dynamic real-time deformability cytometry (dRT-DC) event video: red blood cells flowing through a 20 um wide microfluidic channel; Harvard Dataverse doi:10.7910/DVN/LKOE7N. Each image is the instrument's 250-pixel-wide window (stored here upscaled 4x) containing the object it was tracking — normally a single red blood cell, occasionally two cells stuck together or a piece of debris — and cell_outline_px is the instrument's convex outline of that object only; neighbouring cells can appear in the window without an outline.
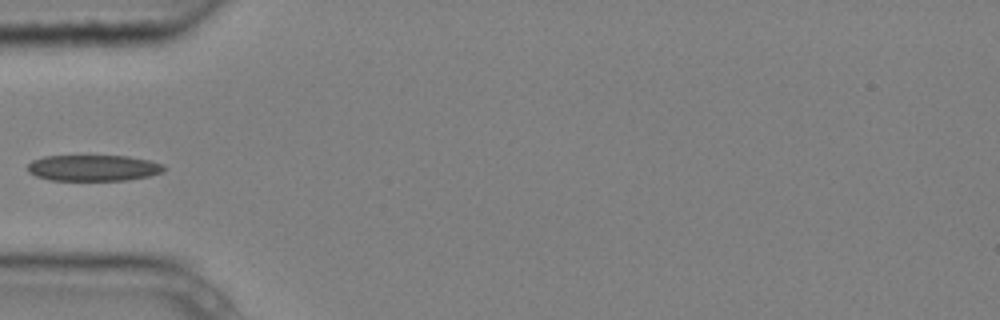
{"species": "common noctule bat (a hibernating species)", "species_latin": "Nyctalus noctula", "temperature_condition": "cold", "stored_images_in_passage": 6, "camera_frame_rate_fps": 3000, "um_per_image_px": 0.085, "animal": {"sex": "male", "body_mass_g": 20.4}, "frame": {"image": 1, "passage_image": 5, "time_ms": 1.333, "image_size_px": [1000, 320], "cell_outline_px": [[168, 168], [164, 172], [148, 176], [128, 180], [48, 180], [36, 176], [28, 172], [28, 164], [32, 160], [44, 156], [128, 156], [148, 160], [164, 164]], "centroid_in_image_um": [7.96, 14.27], "position_along_channel_um": 77.0, "area_um2": 20.87}}
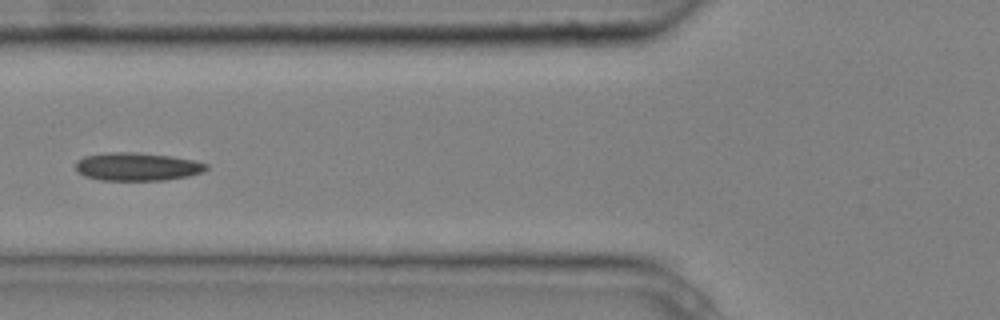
{"frame": {"image": 2, "passage_image": 6, "time_ms": 1.667, "image_size_px": [1000, 320], "cell_outline_px": [[208, 168], [204, 172], [188, 176], [164, 180], [100, 180], [84, 176], [76, 172], [76, 160], [84, 156], [104, 152], [132, 152], [172, 156], [196, 160], [208, 164]], "centroid_in_image_um": [11.65, 14.16], "position_along_channel_um": 114.1, "area_um2": 21.68}}